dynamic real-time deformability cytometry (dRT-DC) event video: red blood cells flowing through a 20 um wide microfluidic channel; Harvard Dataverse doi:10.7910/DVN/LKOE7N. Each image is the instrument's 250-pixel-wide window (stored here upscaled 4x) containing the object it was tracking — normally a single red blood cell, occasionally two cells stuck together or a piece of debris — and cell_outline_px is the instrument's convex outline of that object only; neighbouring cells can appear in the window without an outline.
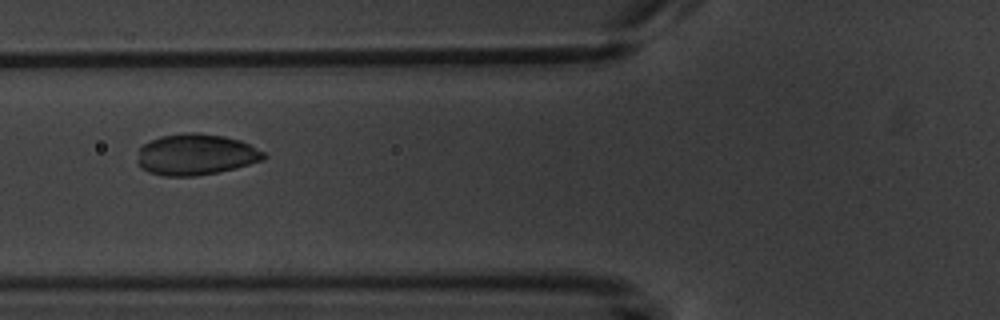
{"species": "common noctule bat (a hibernating species)", "species_latin": "Nyctalus noctula", "temperature_condition": "warm", "stored_images_in_passage": 7, "camera_frame_rate_fps": 3000, "um_per_image_px": 0.085, "animal": {"sex": "male", "body_mass_g": 20.1, "forearm_length_mm": 53.5}, "frame": {"image": 1, "passage_image": 6, "time_ms": 6.0, "image_size_px": [1000, 320], "cell_outline_px": [[268, 156], [264, 160], [236, 168], [196, 176], [164, 176], [148, 172], [140, 168], [136, 164], [140, 148], [144, 144], [160, 136], [184, 132], [196, 132], [224, 136], [240, 140], [264, 152]], "centroid_in_image_um": [16.63, 13.14], "position_along_channel_um": 109.2, "area_um2": 30.46}}
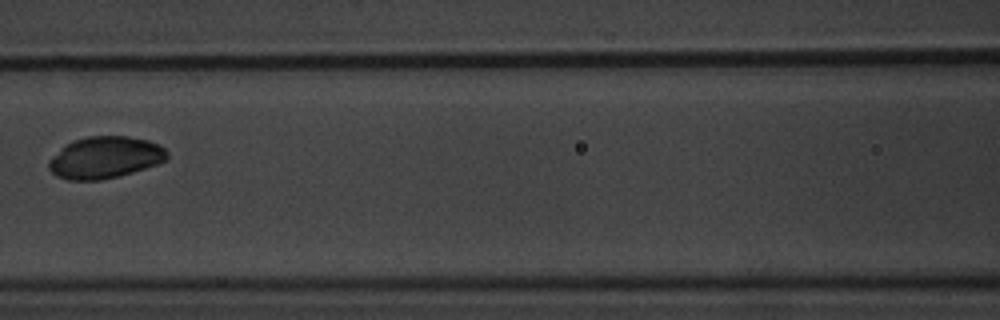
{"frame": {"image": 2, "passage_image": 7, "time_ms": 7.333, "image_size_px": [1000, 320], "cell_outline_px": [[168, 160], [120, 176], [100, 180], [68, 180], [56, 176], [48, 168], [48, 160], [64, 144], [72, 140], [88, 136], [128, 136], [148, 140], [160, 144], [168, 152]], "centroid_in_image_um": [8.91, 13.38], "position_along_channel_um": 157.7, "area_um2": 29.13}}